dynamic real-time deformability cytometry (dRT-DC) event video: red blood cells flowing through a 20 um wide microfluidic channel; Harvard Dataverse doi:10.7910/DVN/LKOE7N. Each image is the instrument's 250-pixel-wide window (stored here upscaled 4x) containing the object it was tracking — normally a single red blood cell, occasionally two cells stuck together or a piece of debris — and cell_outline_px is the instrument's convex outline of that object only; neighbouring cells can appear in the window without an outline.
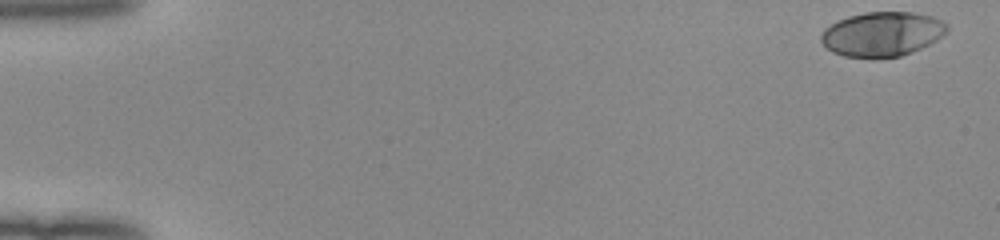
{"species": "human", "species_latin": "Homo sapiens", "temperature_condition": "room temperature", "stored_images_in_passage": 51, "camera_frame_rate_fps": 3000, "um_per_image_px": 0.085, "donor": {"sex": "female"}, "frame": {"image": 1, "passage_image": 1, "time_ms": 0.0, "image_size_px": [1000, 240], "cell_outline_px": [[948, 28], [944, 36], [912, 52], [900, 56], [844, 56], [832, 52], [820, 40], [820, 36], [824, 28], [836, 20], [848, 16], [864, 12], [912, 12], [932, 16], [944, 20], [948, 24]], "centroid_in_image_um": [74.99, 2.86], "position_along_channel_um": 10.0, "area_um2": 32.54}}
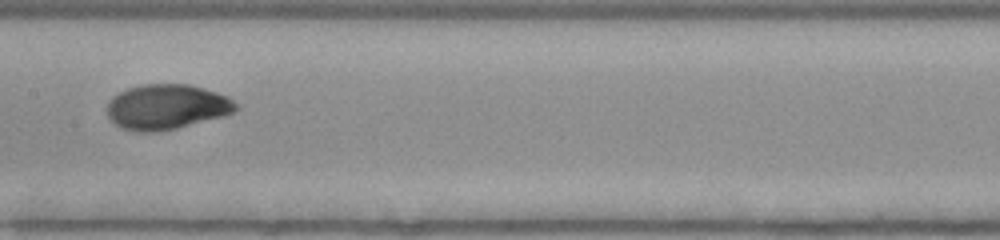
{"frame": {"image": 2, "passage_image": 27, "time_ms": 8.667, "image_size_px": [1000, 240], "cell_outline_px": [[240, 108], [236, 112], [224, 116], [176, 128], [156, 132], [136, 132], [120, 128], [108, 116], [108, 100], [112, 96], [128, 88], [144, 84], [188, 84], [204, 88], [228, 96]], "centroid_in_image_um": [14.18, 9.09], "position_along_channel_um": 193.2, "area_um2": 33.99}}
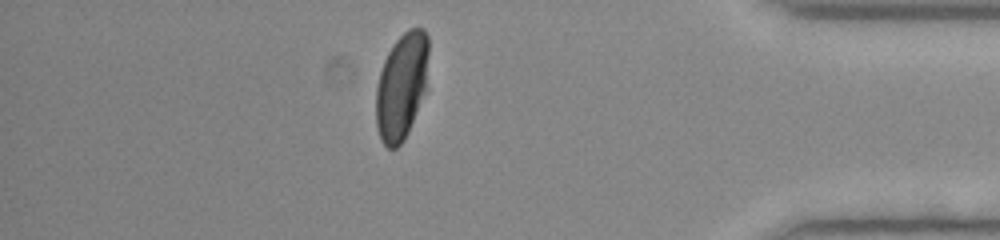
{"frame": {"image": 3, "passage_image": 45, "time_ms": 14.667, "image_size_px": [1000, 240], "cell_outline_px": [[428, 88], [408, 132], [404, 140], [396, 148], [388, 148], [380, 140], [376, 128], [376, 88], [380, 72], [384, 60], [392, 44], [408, 28], [424, 28], [428, 36]], "centroid_in_image_um": [34.16, 7.32], "position_along_channel_um": 401.0, "area_um2": 33.35}, "authors_computed_cell_mechanics": {"area_um2": 33.0616, "velocity_mm_per_s": 3.9942, "shape_relaxation_time_tau1_ms": 3.9224, "shape_relaxation_time_tau2_ms": null, "deformation_change_tau1": 0.1889, "deformation_change_tau2": null}}